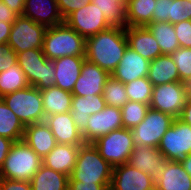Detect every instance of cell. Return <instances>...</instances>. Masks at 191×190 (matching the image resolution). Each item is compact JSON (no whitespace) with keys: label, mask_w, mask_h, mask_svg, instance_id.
Segmentation results:
<instances>
[{"label":"cell","mask_w":191,"mask_h":190,"mask_svg":"<svg viewBox=\"0 0 191 190\" xmlns=\"http://www.w3.org/2000/svg\"><path fill=\"white\" fill-rule=\"evenodd\" d=\"M85 46V59L111 75L128 47L125 28L109 27L86 38Z\"/></svg>","instance_id":"obj_1"},{"label":"cell","mask_w":191,"mask_h":190,"mask_svg":"<svg viewBox=\"0 0 191 190\" xmlns=\"http://www.w3.org/2000/svg\"><path fill=\"white\" fill-rule=\"evenodd\" d=\"M86 39L65 22L48 27L43 41V53L49 60L64 56H85Z\"/></svg>","instance_id":"obj_2"},{"label":"cell","mask_w":191,"mask_h":190,"mask_svg":"<svg viewBox=\"0 0 191 190\" xmlns=\"http://www.w3.org/2000/svg\"><path fill=\"white\" fill-rule=\"evenodd\" d=\"M113 166L99 153L93 143L79 147L76 165L69 180L83 183H111Z\"/></svg>","instance_id":"obj_3"},{"label":"cell","mask_w":191,"mask_h":190,"mask_svg":"<svg viewBox=\"0 0 191 190\" xmlns=\"http://www.w3.org/2000/svg\"><path fill=\"white\" fill-rule=\"evenodd\" d=\"M42 165V158L23 140L14 142L0 169V178L31 181Z\"/></svg>","instance_id":"obj_4"},{"label":"cell","mask_w":191,"mask_h":190,"mask_svg":"<svg viewBox=\"0 0 191 190\" xmlns=\"http://www.w3.org/2000/svg\"><path fill=\"white\" fill-rule=\"evenodd\" d=\"M17 64L25 74L29 86L40 91L55 86V66L43 49H28L17 53Z\"/></svg>","instance_id":"obj_5"},{"label":"cell","mask_w":191,"mask_h":190,"mask_svg":"<svg viewBox=\"0 0 191 190\" xmlns=\"http://www.w3.org/2000/svg\"><path fill=\"white\" fill-rule=\"evenodd\" d=\"M2 100L24 126L45 120L41 91L35 86L6 94Z\"/></svg>","instance_id":"obj_6"},{"label":"cell","mask_w":191,"mask_h":190,"mask_svg":"<svg viewBox=\"0 0 191 190\" xmlns=\"http://www.w3.org/2000/svg\"><path fill=\"white\" fill-rule=\"evenodd\" d=\"M93 145L113 167L128 163L135 148L132 130L127 128L111 131L93 142Z\"/></svg>","instance_id":"obj_7"},{"label":"cell","mask_w":191,"mask_h":190,"mask_svg":"<svg viewBox=\"0 0 191 190\" xmlns=\"http://www.w3.org/2000/svg\"><path fill=\"white\" fill-rule=\"evenodd\" d=\"M174 119L169 114L149 108L143 121L131 129L134 146L158 147Z\"/></svg>","instance_id":"obj_8"},{"label":"cell","mask_w":191,"mask_h":190,"mask_svg":"<svg viewBox=\"0 0 191 190\" xmlns=\"http://www.w3.org/2000/svg\"><path fill=\"white\" fill-rule=\"evenodd\" d=\"M158 149L167 160L183 161L191 154V126L178 118L174 119L161 138Z\"/></svg>","instance_id":"obj_9"},{"label":"cell","mask_w":191,"mask_h":190,"mask_svg":"<svg viewBox=\"0 0 191 190\" xmlns=\"http://www.w3.org/2000/svg\"><path fill=\"white\" fill-rule=\"evenodd\" d=\"M46 30V26L19 15L12 23L7 43L16 54L28 49H40L43 48Z\"/></svg>","instance_id":"obj_10"},{"label":"cell","mask_w":191,"mask_h":190,"mask_svg":"<svg viewBox=\"0 0 191 190\" xmlns=\"http://www.w3.org/2000/svg\"><path fill=\"white\" fill-rule=\"evenodd\" d=\"M189 97L184 83L171 82L153 86L149 107L169 114L175 119L181 115Z\"/></svg>","instance_id":"obj_11"},{"label":"cell","mask_w":191,"mask_h":190,"mask_svg":"<svg viewBox=\"0 0 191 190\" xmlns=\"http://www.w3.org/2000/svg\"><path fill=\"white\" fill-rule=\"evenodd\" d=\"M64 22L85 39L111 27L103 12L93 3L75 10L64 19Z\"/></svg>","instance_id":"obj_12"},{"label":"cell","mask_w":191,"mask_h":190,"mask_svg":"<svg viewBox=\"0 0 191 190\" xmlns=\"http://www.w3.org/2000/svg\"><path fill=\"white\" fill-rule=\"evenodd\" d=\"M86 130L81 134L85 143H93L111 131L123 128L121 109L106 106L102 111L90 115Z\"/></svg>","instance_id":"obj_13"},{"label":"cell","mask_w":191,"mask_h":190,"mask_svg":"<svg viewBox=\"0 0 191 190\" xmlns=\"http://www.w3.org/2000/svg\"><path fill=\"white\" fill-rule=\"evenodd\" d=\"M128 163L148 174L154 182L168 167V160L159 151L158 147L151 146H136L131 152Z\"/></svg>","instance_id":"obj_14"},{"label":"cell","mask_w":191,"mask_h":190,"mask_svg":"<svg viewBox=\"0 0 191 190\" xmlns=\"http://www.w3.org/2000/svg\"><path fill=\"white\" fill-rule=\"evenodd\" d=\"M110 190H155L151 177L129 163L113 167Z\"/></svg>","instance_id":"obj_15"},{"label":"cell","mask_w":191,"mask_h":190,"mask_svg":"<svg viewBox=\"0 0 191 190\" xmlns=\"http://www.w3.org/2000/svg\"><path fill=\"white\" fill-rule=\"evenodd\" d=\"M110 76L107 71L85 59L79 78L73 87L72 95L83 97L102 95L105 83Z\"/></svg>","instance_id":"obj_16"},{"label":"cell","mask_w":191,"mask_h":190,"mask_svg":"<svg viewBox=\"0 0 191 190\" xmlns=\"http://www.w3.org/2000/svg\"><path fill=\"white\" fill-rule=\"evenodd\" d=\"M149 65V60L128 46L111 76L126 84L137 78L148 77Z\"/></svg>","instance_id":"obj_17"},{"label":"cell","mask_w":191,"mask_h":190,"mask_svg":"<svg viewBox=\"0 0 191 190\" xmlns=\"http://www.w3.org/2000/svg\"><path fill=\"white\" fill-rule=\"evenodd\" d=\"M22 15L47 28L64 22L57 0H25Z\"/></svg>","instance_id":"obj_18"},{"label":"cell","mask_w":191,"mask_h":190,"mask_svg":"<svg viewBox=\"0 0 191 190\" xmlns=\"http://www.w3.org/2000/svg\"><path fill=\"white\" fill-rule=\"evenodd\" d=\"M44 122L50 128L57 144L83 145L85 143L70 112L49 115L45 117Z\"/></svg>","instance_id":"obj_19"},{"label":"cell","mask_w":191,"mask_h":190,"mask_svg":"<svg viewBox=\"0 0 191 190\" xmlns=\"http://www.w3.org/2000/svg\"><path fill=\"white\" fill-rule=\"evenodd\" d=\"M103 95L73 96L71 103V118L82 134L88 125L90 115L102 111L106 107Z\"/></svg>","instance_id":"obj_20"},{"label":"cell","mask_w":191,"mask_h":190,"mask_svg":"<svg viewBox=\"0 0 191 190\" xmlns=\"http://www.w3.org/2000/svg\"><path fill=\"white\" fill-rule=\"evenodd\" d=\"M128 46L143 58L152 61L162 55L159 44L146 26L125 28Z\"/></svg>","instance_id":"obj_21"},{"label":"cell","mask_w":191,"mask_h":190,"mask_svg":"<svg viewBox=\"0 0 191 190\" xmlns=\"http://www.w3.org/2000/svg\"><path fill=\"white\" fill-rule=\"evenodd\" d=\"M84 60L85 56H64L52 60L55 66V86L72 93Z\"/></svg>","instance_id":"obj_22"},{"label":"cell","mask_w":191,"mask_h":190,"mask_svg":"<svg viewBox=\"0 0 191 190\" xmlns=\"http://www.w3.org/2000/svg\"><path fill=\"white\" fill-rule=\"evenodd\" d=\"M22 140L41 158L57 145L54 135L44 121L25 126Z\"/></svg>","instance_id":"obj_23"},{"label":"cell","mask_w":191,"mask_h":190,"mask_svg":"<svg viewBox=\"0 0 191 190\" xmlns=\"http://www.w3.org/2000/svg\"><path fill=\"white\" fill-rule=\"evenodd\" d=\"M80 146L57 144L42 158V164L52 170L70 176L76 165Z\"/></svg>","instance_id":"obj_24"},{"label":"cell","mask_w":191,"mask_h":190,"mask_svg":"<svg viewBox=\"0 0 191 190\" xmlns=\"http://www.w3.org/2000/svg\"><path fill=\"white\" fill-rule=\"evenodd\" d=\"M155 190H191V176L181 162L168 160V167L155 182Z\"/></svg>","instance_id":"obj_25"},{"label":"cell","mask_w":191,"mask_h":190,"mask_svg":"<svg viewBox=\"0 0 191 190\" xmlns=\"http://www.w3.org/2000/svg\"><path fill=\"white\" fill-rule=\"evenodd\" d=\"M148 79L153 86L180 82L177 66L170 55L162 54L150 61Z\"/></svg>","instance_id":"obj_26"},{"label":"cell","mask_w":191,"mask_h":190,"mask_svg":"<svg viewBox=\"0 0 191 190\" xmlns=\"http://www.w3.org/2000/svg\"><path fill=\"white\" fill-rule=\"evenodd\" d=\"M45 117L52 114L71 112L73 95L57 86L41 90Z\"/></svg>","instance_id":"obj_27"},{"label":"cell","mask_w":191,"mask_h":190,"mask_svg":"<svg viewBox=\"0 0 191 190\" xmlns=\"http://www.w3.org/2000/svg\"><path fill=\"white\" fill-rule=\"evenodd\" d=\"M69 176L41 165L32 177V190H68Z\"/></svg>","instance_id":"obj_28"},{"label":"cell","mask_w":191,"mask_h":190,"mask_svg":"<svg viewBox=\"0 0 191 190\" xmlns=\"http://www.w3.org/2000/svg\"><path fill=\"white\" fill-rule=\"evenodd\" d=\"M156 0H128L126 4L127 26L141 27L152 22Z\"/></svg>","instance_id":"obj_29"},{"label":"cell","mask_w":191,"mask_h":190,"mask_svg":"<svg viewBox=\"0 0 191 190\" xmlns=\"http://www.w3.org/2000/svg\"><path fill=\"white\" fill-rule=\"evenodd\" d=\"M160 46L161 53L170 55L180 48L173 24L170 22H150L146 26Z\"/></svg>","instance_id":"obj_30"},{"label":"cell","mask_w":191,"mask_h":190,"mask_svg":"<svg viewBox=\"0 0 191 190\" xmlns=\"http://www.w3.org/2000/svg\"><path fill=\"white\" fill-rule=\"evenodd\" d=\"M24 130L22 122L0 98V136L17 142L23 139Z\"/></svg>","instance_id":"obj_31"},{"label":"cell","mask_w":191,"mask_h":190,"mask_svg":"<svg viewBox=\"0 0 191 190\" xmlns=\"http://www.w3.org/2000/svg\"><path fill=\"white\" fill-rule=\"evenodd\" d=\"M92 3L103 12L111 27H127L126 3L119 0H92Z\"/></svg>","instance_id":"obj_32"},{"label":"cell","mask_w":191,"mask_h":190,"mask_svg":"<svg viewBox=\"0 0 191 190\" xmlns=\"http://www.w3.org/2000/svg\"><path fill=\"white\" fill-rule=\"evenodd\" d=\"M28 86L25 74L18 64L0 73V98Z\"/></svg>","instance_id":"obj_33"},{"label":"cell","mask_w":191,"mask_h":190,"mask_svg":"<svg viewBox=\"0 0 191 190\" xmlns=\"http://www.w3.org/2000/svg\"><path fill=\"white\" fill-rule=\"evenodd\" d=\"M128 100L141 102L149 105L153 92V85L148 77L137 78L134 81L124 84Z\"/></svg>","instance_id":"obj_34"},{"label":"cell","mask_w":191,"mask_h":190,"mask_svg":"<svg viewBox=\"0 0 191 190\" xmlns=\"http://www.w3.org/2000/svg\"><path fill=\"white\" fill-rule=\"evenodd\" d=\"M102 95L107 106H114L121 109L128 101L124 84L112 76L107 79Z\"/></svg>","instance_id":"obj_35"},{"label":"cell","mask_w":191,"mask_h":190,"mask_svg":"<svg viewBox=\"0 0 191 190\" xmlns=\"http://www.w3.org/2000/svg\"><path fill=\"white\" fill-rule=\"evenodd\" d=\"M149 108L147 104L128 100L121 108L123 128L133 129L140 124Z\"/></svg>","instance_id":"obj_36"},{"label":"cell","mask_w":191,"mask_h":190,"mask_svg":"<svg viewBox=\"0 0 191 190\" xmlns=\"http://www.w3.org/2000/svg\"><path fill=\"white\" fill-rule=\"evenodd\" d=\"M170 56L177 66L180 82L184 83L191 77V48L180 47Z\"/></svg>","instance_id":"obj_37"},{"label":"cell","mask_w":191,"mask_h":190,"mask_svg":"<svg viewBox=\"0 0 191 190\" xmlns=\"http://www.w3.org/2000/svg\"><path fill=\"white\" fill-rule=\"evenodd\" d=\"M191 20V1L171 0V24Z\"/></svg>","instance_id":"obj_38"},{"label":"cell","mask_w":191,"mask_h":190,"mask_svg":"<svg viewBox=\"0 0 191 190\" xmlns=\"http://www.w3.org/2000/svg\"><path fill=\"white\" fill-rule=\"evenodd\" d=\"M180 47L191 48V20L173 24Z\"/></svg>","instance_id":"obj_39"},{"label":"cell","mask_w":191,"mask_h":190,"mask_svg":"<svg viewBox=\"0 0 191 190\" xmlns=\"http://www.w3.org/2000/svg\"><path fill=\"white\" fill-rule=\"evenodd\" d=\"M152 21L171 23V0H156Z\"/></svg>","instance_id":"obj_40"},{"label":"cell","mask_w":191,"mask_h":190,"mask_svg":"<svg viewBox=\"0 0 191 190\" xmlns=\"http://www.w3.org/2000/svg\"><path fill=\"white\" fill-rule=\"evenodd\" d=\"M17 64V54L12 47L6 43L0 45V73Z\"/></svg>","instance_id":"obj_41"},{"label":"cell","mask_w":191,"mask_h":190,"mask_svg":"<svg viewBox=\"0 0 191 190\" xmlns=\"http://www.w3.org/2000/svg\"><path fill=\"white\" fill-rule=\"evenodd\" d=\"M89 3H92V0H57V4L63 19H65L75 10L81 9L83 6Z\"/></svg>","instance_id":"obj_42"},{"label":"cell","mask_w":191,"mask_h":190,"mask_svg":"<svg viewBox=\"0 0 191 190\" xmlns=\"http://www.w3.org/2000/svg\"><path fill=\"white\" fill-rule=\"evenodd\" d=\"M110 183H83L69 180L68 190H110Z\"/></svg>","instance_id":"obj_43"},{"label":"cell","mask_w":191,"mask_h":190,"mask_svg":"<svg viewBox=\"0 0 191 190\" xmlns=\"http://www.w3.org/2000/svg\"><path fill=\"white\" fill-rule=\"evenodd\" d=\"M0 190H32L30 181L0 178Z\"/></svg>","instance_id":"obj_44"},{"label":"cell","mask_w":191,"mask_h":190,"mask_svg":"<svg viewBox=\"0 0 191 190\" xmlns=\"http://www.w3.org/2000/svg\"><path fill=\"white\" fill-rule=\"evenodd\" d=\"M18 14L12 11L3 1L0 0V21L5 23H13L17 18Z\"/></svg>","instance_id":"obj_45"},{"label":"cell","mask_w":191,"mask_h":190,"mask_svg":"<svg viewBox=\"0 0 191 190\" xmlns=\"http://www.w3.org/2000/svg\"><path fill=\"white\" fill-rule=\"evenodd\" d=\"M13 143V140L0 136V169L3 166L6 156L8 155Z\"/></svg>","instance_id":"obj_46"},{"label":"cell","mask_w":191,"mask_h":190,"mask_svg":"<svg viewBox=\"0 0 191 190\" xmlns=\"http://www.w3.org/2000/svg\"><path fill=\"white\" fill-rule=\"evenodd\" d=\"M12 23L0 21V45L6 44L10 35Z\"/></svg>","instance_id":"obj_47"},{"label":"cell","mask_w":191,"mask_h":190,"mask_svg":"<svg viewBox=\"0 0 191 190\" xmlns=\"http://www.w3.org/2000/svg\"><path fill=\"white\" fill-rule=\"evenodd\" d=\"M3 1L12 11L18 15L23 14L25 0H1Z\"/></svg>","instance_id":"obj_48"},{"label":"cell","mask_w":191,"mask_h":190,"mask_svg":"<svg viewBox=\"0 0 191 190\" xmlns=\"http://www.w3.org/2000/svg\"><path fill=\"white\" fill-rule=\"evenodd\" d=\"M178 119L191 126V100L188 99Z\"/></svg>","instance_id":"obj_49"},{"label":"cell","mask_w":191,"mask_h":190,"mask_svg":"<svg viewBox=\"0 0 191 190\" xmlns=\"http://www.w3.org/2000/svg\"><path fill=\"white\" fill-rule=\"evenodd\" d=\"M181 165L185 171L191 176V154L187 155L186 158L181 161Z\"/></svg>","instance_id":"obj_50"},{"label":"cell","mask_w":191,"mask_h":190,"mask_svg":"<svg viewBox=\"0 0 191 190\" xmlns=\"http://www.w3.org/2000/svg\"><path fill=\"white\" fill-rule=\"evenodd\" d=\"M184 85H185L189 100H191V77L184 82Z\"/></svg>","instance_id":"obj_51"},{"label":"cell","mask_w":191,"mask_h":190,"mask_svg":"<svg viewBox=\"0 0 191 190\" xmlns=\"http://www.w3.org/2000/svg\"><path fill=\"white\" fill-rule=\"evenodd\" d=\"M119 1L124 2V3L127 4V1H128V0H119Z\"/></svg>","instance_id":"obj_52"}]
</instances>
